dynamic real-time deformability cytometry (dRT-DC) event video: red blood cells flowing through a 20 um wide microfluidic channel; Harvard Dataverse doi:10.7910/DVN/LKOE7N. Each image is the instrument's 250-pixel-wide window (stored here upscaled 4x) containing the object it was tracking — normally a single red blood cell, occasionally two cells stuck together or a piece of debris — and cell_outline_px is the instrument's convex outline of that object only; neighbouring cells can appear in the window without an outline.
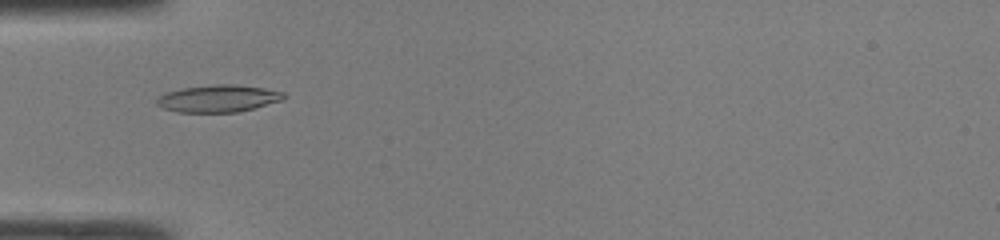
{"species": "common noctule bat (a hibernating species)", "species_latin": "Nyctalus noctula", "temperature_condition": "room temperature", "stored_images_in_passage": 46, "camera_frame_rate_fps": 3000, "um_per_image_px": 0.085, "animal": {"sex": "male", "body_mass_g": 19.0, "forearm_length_mm": 50.8}, "frame": {"image": 1, "passage_image": 14, "time_ms": 4.333, "image_size_px": [1000, 240], "cell_outline_px": [[288, 96], [284, 100], [236, 112], [176, 112], [164, 108], [156, 104], [156, 100], [160, 96], [168, 92], [184, 88], [216, 84], [236, 84], [264, 88], [284, 92]], "centroid_in_image_um": [18.6, 8.37], "position_along_channel_um": 66.4, "area_um2": 20.0}}
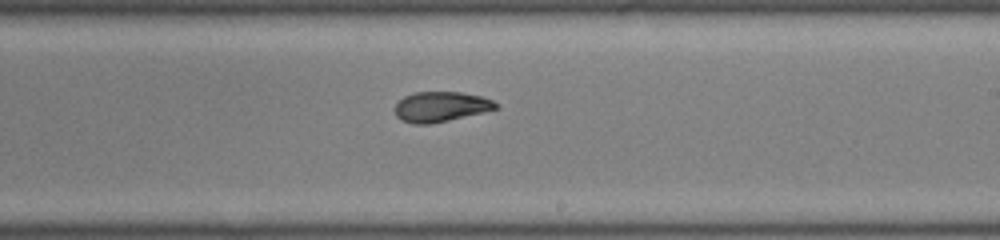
{"frame": {"image": 2, "passage_image": 27, "time_ms": 8.667, "image_size_px": [1000, 240], "cell_outline_px": [[500, 108], [484, 112], [448, 120], [428, 124], [412, 124], [400, 120], [396, 116], [396, 104], [404, 96], [416, 92], [460, 92], [480, 96], [492, 100], [500, 104]], "centroid_in_image_um": [37.49, 9.07], "position_along_channel_um": 251.5, "area_um2": 17.69}}
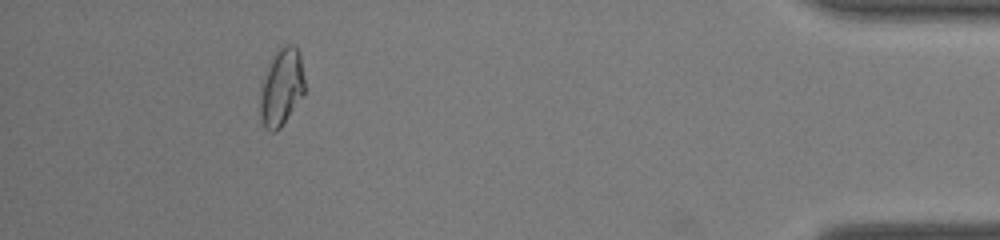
{"frame": {"image": 3, "passage_image": 42, "time_ms": 13.667, "image_size_px": [1000, 240], "cell_outline_px": [[304, 92], [280, 128], [276, 132], [272, 132], [264, 128], [260, 116], [260, 100], [264, 80], [268, 64], [276, 48], [284, 44], [292, 44], [300, 52], [304, 76]], "centroid_in_image_um": [23.93, 7.38], "position_along_channel_um": 411.3, "area_um2": 19.94}, "authors_computed_cell_mechanics": {"area_um2": 18.6983, "velocity_mm_per_s": 4.3, "shape_relaxation_time_tau1_ms": null, "shape_relaxation_time_tau2_ms": 0.7906, "deformation_change_tau1": null, "deformation_change_tau2": 0.0572}}